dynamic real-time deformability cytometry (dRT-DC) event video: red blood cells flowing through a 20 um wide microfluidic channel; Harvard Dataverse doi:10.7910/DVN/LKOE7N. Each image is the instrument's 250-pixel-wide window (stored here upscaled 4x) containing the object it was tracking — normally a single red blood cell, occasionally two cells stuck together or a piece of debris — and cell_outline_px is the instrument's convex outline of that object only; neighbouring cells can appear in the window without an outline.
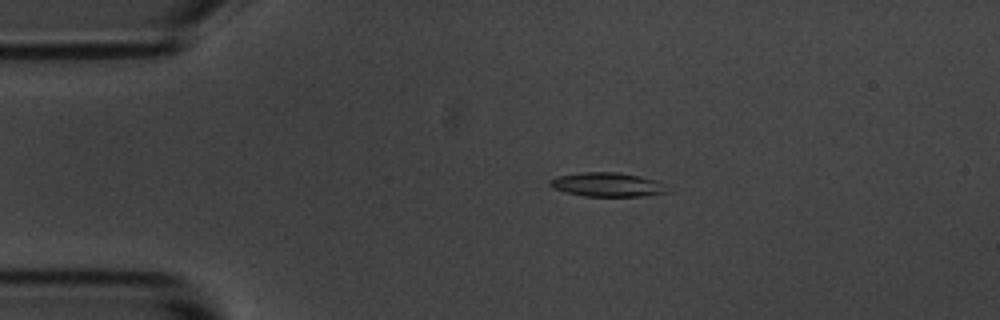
{"species": "common noctule bat (a hibernating species)", "species_latin": "Nyctalus noctula", "temperature_condition": "room temperature", "stored_images_in_passage": 4, "camera_frame_rate_fps": 3000, "um_per_image_px": 0.085, "animal": {"sex": "male", "body_mass_g": 20.1, "forearm_length_mm": 53.5}, "frame": {"image": 1, "passage_image": 3, "time_ms": 3.333, "image_size_px": [1000, 320], "cell_outline_px": [[672, 192], [640, 196], [584, 196], [564, 192], [552, 188], [548, 184], [548, 180], [556, 176], [580, 172], [620, 172], [640, 176], [656, 180], [664, 184]], "centroid_in_image_um": [51.61, 15.69], "position_along_channel_um": 33.4, "area_um2": 16.76}}